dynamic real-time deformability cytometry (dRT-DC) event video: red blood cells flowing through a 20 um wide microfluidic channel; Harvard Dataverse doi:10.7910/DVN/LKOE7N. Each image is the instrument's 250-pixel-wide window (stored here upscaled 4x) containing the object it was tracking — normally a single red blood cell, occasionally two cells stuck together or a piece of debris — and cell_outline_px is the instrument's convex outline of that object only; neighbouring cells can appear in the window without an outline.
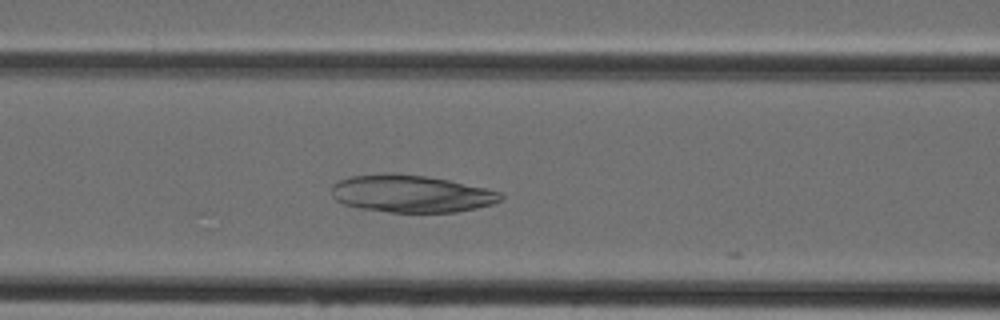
{"species": "Egyptian fruit bat (a non-hibernating species)", "species_latin": "Rousettus aegyptiacus", "temperature_condition": "cold", "stored_images_in_passage": 16, "camera_frame_rate_fps": 3000, "um_per_image_px": 0.085, "animal": {"sex": "female"}, "frame": {"image": 1, "passage_image": 13, "time_ms": 4.0, "image_size_px": [1000, 320], "cell_outline_px": [[504, 196], [500, 200], [492, 204], [476, 208], [456, 212], [388, 212], [360, 208], [344, 204], [336, 200], [332, 196], [332, 184], [348, 176], [388, 172], [392, 172], [424, 176], [448, 180], [504, 192]], "centroid_in_image_um": [34.94, 16.45], "position_along_channel_um": 131.7, "area_um2": 36.99}}